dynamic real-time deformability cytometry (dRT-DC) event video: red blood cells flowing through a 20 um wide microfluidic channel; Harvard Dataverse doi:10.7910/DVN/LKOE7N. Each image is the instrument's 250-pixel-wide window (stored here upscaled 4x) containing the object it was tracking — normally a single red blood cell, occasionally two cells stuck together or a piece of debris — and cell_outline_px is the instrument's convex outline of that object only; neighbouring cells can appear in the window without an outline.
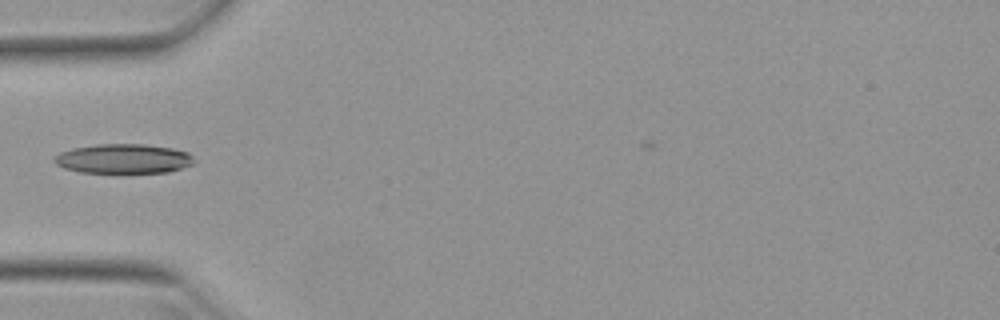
{"species": "Egyptian fruit bat (a non-hibernating species)", "species_latin": "Rousettus aegyptiacus", "temperature_condition": "warm", "stored_images_in_passage": 4, "camera_frame_rate_fps": 3000, "um_per_image_px": 0.085, "animal": {"sex": "female"}, "frame": {"image": 1, "passage_image": 1, "time_ms": 0.0, "image_size_px": [1000, 320], "cell_outline_px": [[196, 160], [192, 164], [168, 172], [80, 172], [64, 168], [56, 164], [52, 160], [60, 152], [72, 148], [96, 144], [144, 144], [172, 148], [188, 152]], "centroid_in_image_um": [10.48, 13.48], "position_along_channel_um": 74.5, "area_um2": 23.93}}
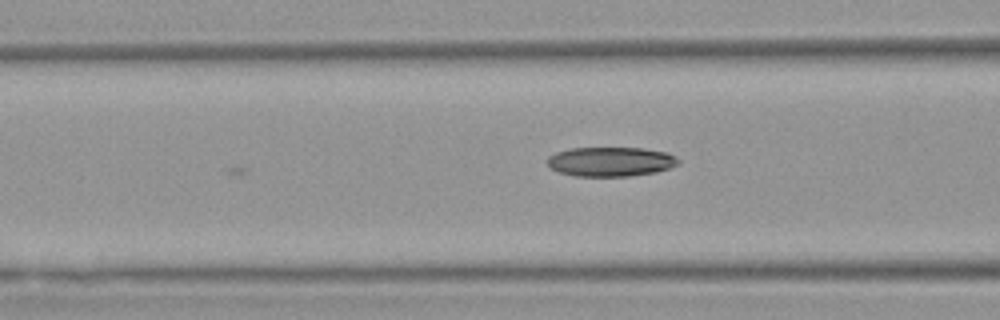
{"frame": {"image": 2, "passage_image": 4, "time_ms": 1.0, "image_size_px": [1000, 320], "cell_outline_px": [[680, 164], [656, 172], [628, 176], [576, 176], [560, 172], [552, 168], [544, 160], [548, 156], [556, 152], [568, 148], [644, 148], [668, 152], [676, 156], [680, 160]], "centroid_in_image_um": [51.92, 13.73], "position_along_channel_um": 114.7, "area_um2": 22.66}}